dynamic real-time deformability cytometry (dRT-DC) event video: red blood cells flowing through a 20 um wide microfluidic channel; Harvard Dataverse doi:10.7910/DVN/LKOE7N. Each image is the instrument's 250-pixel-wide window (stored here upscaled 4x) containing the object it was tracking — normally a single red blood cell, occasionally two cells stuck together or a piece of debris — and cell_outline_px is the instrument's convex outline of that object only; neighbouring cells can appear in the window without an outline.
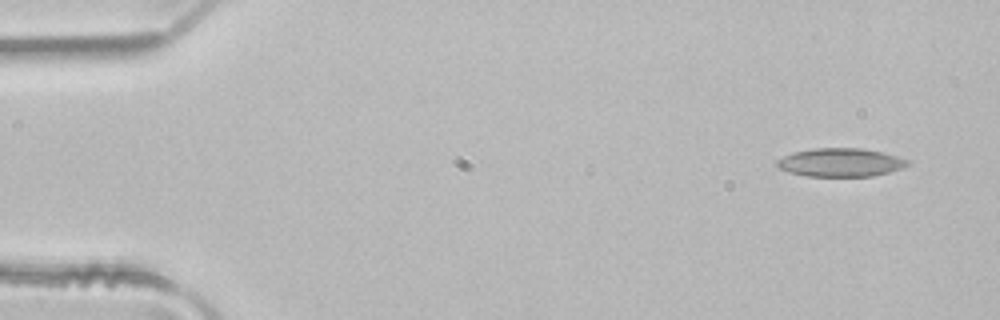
{"species": "common noctule bat (a hibernating species)", "species_latin": "Nyctalus noctula", "temperature_condition": "room temperature", "stored_images_in_passage": 6, "camera_frame_rate_fps": 3000, "um_per_image_px": 0.085, "animal": {"sex": "male", "body_mass_g": 21.5, "forearm_length_mm": 52.0}, "frame": {"image": 1, "passage_image": 1, "time_ms": 0.0, "image_size_px": [1000, 320], "cell_outline_px": [[908, 164], [904, 168], [872, 176], [808, 176], [788, 172], [780, 168], [776, 164], [776, 160], [792, 152], [812, 148], [860, 148], [884, 152], [908, 160]], "centroid_in_image_um": [71.43, 13.8], "position_along_channel_um": 13.6, "area_um2": 21.62}}
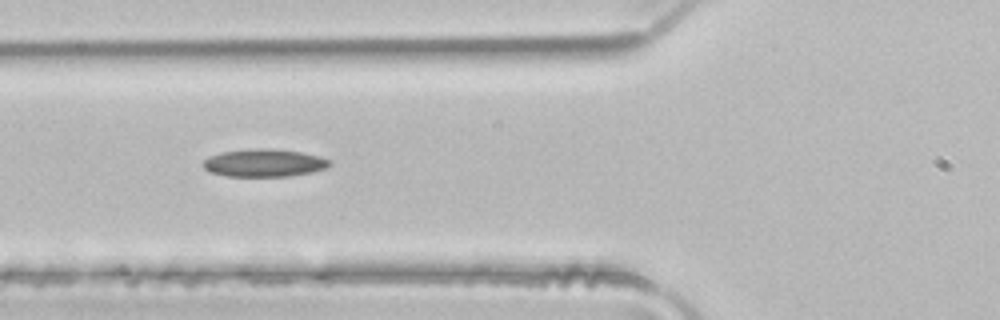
{"frame": {"image": 2, "passage_image": 5, "time_ms": 1.333, "image_size_px": [1000, 320], "cell_outline_px": [[332, 164], [324, 168], [312, 172], [288, 176], [228, 176], [208, 172], [204, 168], [204, 160], [208, 156], [220, 152], [256, 148], [272, 148], [300, 152], [320, 156], [332, 160]], "centroid_in_image_um": [22.45, 13.84], "position_along_channel_um": 103.3, "area_um2": 20.52}}
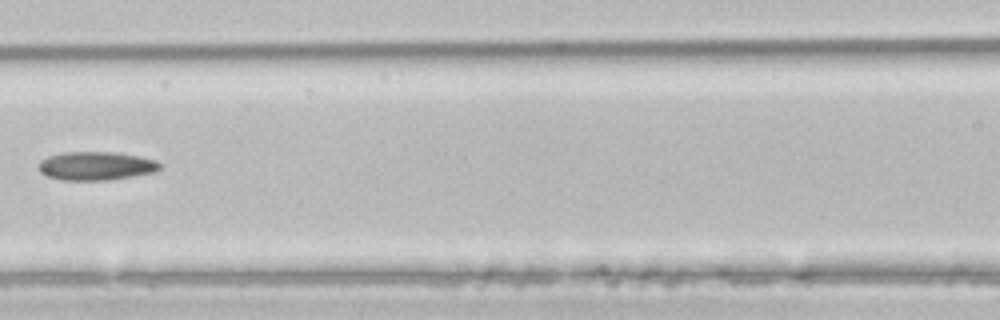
{"frame": {"image": 3, "passage_image": 6, "time_ms": 1.667, "image_size_px": [1000, 320], "cell_outline_px": [[160, 168], [156, 172], [108, 180], [64, 180], [48, 176], [40, 172], [40, 160], [48, 156], [64, 152], [116, 152], [140, 156], [156, 160], [160, 164]], "centroid_in_image_um": [8.19, 14.09], "position_along_channel_um": 158.4, "area_um2": 20.11}}